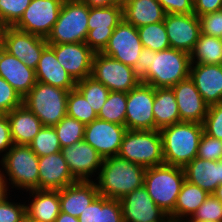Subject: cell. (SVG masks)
<instances>
[{
    "label": "cell",
    "mask_w": 222,
    "mask_h": 222,
    "mask_svg": "<svg viewBox=\"0 0 222 222\" xmlns=\"http://www.w3.org/2000/svg\"><path fill=\"white\" fill-rule=\"evenodd\" d=\"M146 168L118 156L103 159L97 188L99 195L120 200L128 193L144 185Z\"/></svg>",
    "instance_id": "obj_1"
},
{
    "label": "cell",
    "mask_w": 222,
    "mask_h": 222,
    "mask_svg": "<svg viewBox=\"0 0 222 222\" xmlns=\"http://www.w3.org/2000/svg\"><path fill=\"white\" fill-rule=\"evenodd\" d=\"M164 163L184 168L197 157L199 143L203 133V124L179 122L162 128Z\"/></svg>",
    "instance_id": "obj_2"
},
{
    "label": "cell",
    "mask_w": 222,
    "mask_h": 222,
    "mask_svg": "<svg viewBox=\"0 0 222 222\" xmlns=\"http://www.w3.org/2000/svg\"><path fill=\"white\" fill-rule=\"evenodd\" d=\"M190 66V54L184 51L173 48L151 50V65L140 81L154 88H171L189 77Z\"/></svg>",
    "instance_id": "obj_3"
},
{
    "label": "cell",
    "mask_w": 222,
    "mask_h": 222,
    "mask_svg": "<svg viewBox=\"0 0 222 222\" xmlns=\"http://www.w3.org/2000/svg\"><path fill=\"white\" fill-rule=\"evenodd\" d=\"M0 172L8 186L28 192L38 189L39 157L29 145L13 146L0 159Z\"/></svg>",
    "instance_id": "obj_4"
},
{
    "label": "cell",
    "mask_w": 222,
    "mask_h": 222,
    "mask_svg": "<svg viewBox=\"0 0 222 222\" xmlns=\"http://www.w3.org/2000/svg\"><path fill=\"white\" fill-rule=\"evenodd\" d=\"M184 181L182 167L163 164L146 168L143 186L156 205L169 216L174 211Z\"/></svg>",
    "instance_id": "obj_5"
},
{
    "label": "cell",
    "mask_w": 222,
    "mask_h": 222,
    "mask_svg": "<svg viewBox=\"0 0 222 222\" xmlns=\"http://www.w3.org/2000/svg\"><path fill=\"white\" fill-rule=\"evenodd\" d=\"M89 6L81 0H65L58 20L46 38L48 45L85 43Z\"/></svg>",
    "instance_id": "obj_6"
},
{
    "label": "cell",
    "mask_w": 222,
    "mask_h": 222,
    "mask_svg": "<svg viewBox=\"0 0 222 222\" xmlns=\"http://www.w3.org/2000/svg\"><path fill=\"white\" fill-rule=\"evenodd\" d=\"M117 156L144 168L165 164L160 131L127 130Z\"/></svg>",
    "instance_id": "obj_7"
},
{
    "label": "cell",
    "mask_w": 222,
    "mask_h": 222,
    "mask_svg": "<svg viewBox=\"0 0 222 222\" xmlns=\"http://www.w3.org/2000/svg\"><path fill=\"white\" fill-rule=\"evenodd\" d=\"M69 91L36 82L23 98V104L33 112L44 126H55L67 115Z\"/></svg>",
    "instance_id": "obj_8"
},
{
    "label": "cell",
    "mask_w": 222,
    "mask_h": 222,
    "mask_svg": "<svg viewBox=\"0 0 222 222\" xmlns=\"http://www.w3.org/2000/svg\"><path fill=\"white\" fill-rule=\"evenodd\" d=\"M91 77L112 92H129L141 82L133 67L103 53L94 54Z\"/></svg>",
    "instance_id": "obj_9"
},
{
    "label": "cell",
    "mask_w": 222,
    "mask_h": 222,
    "mask_svg": "<svg viewBox=\"0 0 222 222\" xmlns=\"http://www.w3.org/2000/svg\"><path fill=\"white\" fill-rule=\"evenodd\" d=\"M123 20V7H89L88 34L85 43L95 52L102 53L113 30Z\"/></svg>",
    "instance_id": "obj_10"
},
{
    "label": "cell",
    "mask_w": 222,
    "mask_h": 222,
    "mask_svg": "<svg viewBox=\"0 0 222 222\" xmlns=\"http://www.w3.org/2000/svg\"><path fill=\"white\" fill-rule=\"evenodd\" d=\"M64 0H31L14 28L47 38L52 30Z\"/></svg>",
    "instance_id": "obj_11"
},
{
    "label": "cell",
    "mask_w": 222,
    "mask_h": 222,
    "mask_svg": "<svg viewBox=\"0 0 222 222\" xmlns=\"http://www.w3.org/2000/svg\"><path fill=\"white\" fill-rule=\"evenodd\" d=\"M154 87L139 83L127 92L125 127L127 130H155Z\"/></svg>",
    "instance_id": "obj_12"
},
{
    "label": "cell",
    "mask_w": 222,
    "mask_h": 222,
    "mask_svg": "<svg viewBox=\"0 0 222 222\" xmlns=\"http://www.w3.org/2000/svg\"><path fill=\"white\" fill-rule=\"evenodd\" d=\"M47 46L46 38L14 27L4 28L2 47L34 70L38 65L43 50Z\"/></svg>",
    "instance_id": "obj_13"
},
{
    "label": "cell",
    "mask_w": 222,
    "mask_h": 222,
    "mask_svg": "<svg viewBox=\"0 0 222 222\" xmlns=\"http://www.w3.org/2000/svg\"><path fill=\"white\" fill-rule=\"evenodd\" d=\"M142 49L137 28L123 19L113 30L102 53L134 68Z\"/></svg>",
    "instance_id": "obj_14"
},
{
    "label": "cell",
    "mask_w": 222,
    "mask_h": 222,
    "mask_svg": "<svg viewBox=\"0 0 222 222\" xmlns=\"http://www.w3.org/2000/svg\"><path fill=\"white\" fill-rule=\"evenodd\" d=\"M126 131L124 125L97 118L85 125L83 140L105 159L118 155Z\"/></svg>",
    "instance_id": "obj_15"
},
{
    "label": "cell",
    "mask_w": 222,
    "mask_h": 222,
    "mask_svg": "<svg viewBox=\"0 0 222 222\" xmlns=\"http://www.w3.org/2000/svg\"><path fill=\"white\" fill-rule=\"evenodd\" d=\"M61 153L72 176L77 181H95L97 179L96 175H99L103 158L90 144L81 140L63 147Z\"/></svg>",
    "instance_id": "obj_16"
},
{
    "label": "cell",
    "mask_w": 222,
    "mask_h": 222,
    "mask_svg": "<svg viewBox=\"0 0 222 222\" xmlns=\"http://www.w3.org/2000/svg\"><path fill=\"white\" fill-rule=\"evenodd\" d=\"M123 222H169V216L147 193L144 186L135 189L119 200Z\"/></svg>",
    "instance_id": "obj_17"
},
{
    "label": "cell",
    "mask_w": 222,
    "mask_h": 222,
    "mask_svg": "<svg viewBox=\"0 0 222 222\" xmlns=\"http://www.w3.org/2000/svg\"><path fill=\"white\" fill-rule=\"evenodd\" d=\"M170 47L190 54L201 33L199 17L194 14H166L164 19Z\"/></svg>",
    "instance_id": "obj_18"
},
{
    "label": "cell",
    "mask_w": 222,
    "mask_h": 222,
    "mask_svg": "<svg viewBox=\"0 0 222 222\" xmlns=\"http://www.w3.org/2000/svg\"><path fill=\"white\" fill-rule=\"evenodd\" d=\"M57 61L77 82L92 74L95 52L86 43H66L49 45Z\"/></svg>",
    "instance_id": "obj_19"
},
{
    "label": "cell",
    "mask_w": 222,
    "mask_h": 222,
    "mask_svg": "<svg viewBox=\"0 0 222 222\" xmlns=\"http://www.w3.org/2000/svg\"><path fill=\"white\" fill-rule=\"evenodd\" d=\"M174 92L180 115V122L202 124L209 105L204 101L190 76L171 87Z\"/></svg>",
    "instance_id": "obj_20"
},
{
    "label": "cell",
    "mask_w": 222,
    "mask_h": 222,
    "mask_svg": "<svg viewBox=\"0 0 222 222\" xmlns=\"http://www.w3.org/2000/svg\"><path fill=\"white\" fill-rule=\"evenodd\" d=\"M76 182L61 151L39 157L38 190H61Z\"/></svg>",
    "instance_id": "obj_21"
},
{
    "label": "cell",
    "mask_w": 222,
    "mask_h": 222,
    "mask_svg": "<svg viewBox=\"0 0 222 222\" xmlns=\"http://www.w3.org/2000/svg\"><path fill=\"white\" fill-rule=\"evenodd\" d=\"M189 76L209 106L222 103V64L191 63Z\"/></svg>",
    "instance_id": "obj_22"
},
{
    "label": "cell",
    "mask_w": 222,
    "mask_h": 222,
    "mask_svg": "<svg viewBox=\"0 0 222 222\" xmlns=\"http://www.w3.org/2000/svg\"><path fill=\"white\" fill-rule=\"evenodd\" d=\"M0 77L24 98L36 84L35 70L0 47Z\"/></svg>",
    "instance_id": "obj_23"
},
{
    "label": "cell",
    "mask_w": 222,
    "mask_h": 222,
    "mask_svg": "<svg viewBox=\"0 0 222 222\" xmlns=\"http://www.w3.org/2000/svg\"><path fill=\"white\" fill-rule=\"evenodd\" d=\"M99 195L95 181H77L59 190L61 212L78 218Z\"/></svg>",
    "instance_id": "obj_24"
},
{
    "label": "cell",
    "mask_w": 222,
    "mask_h": 222,
    "mask_svg": "<svg viewBox=\"0 0 222 222\" xmlns=\"http://www.w3.org/2000/svg\"><path fill=\"white\" fill-rule=\"evenodd\" d=\"M185 180L213 194L222 184V159L211 161L194 158L184 168Z\"/></svg>",
    "instance_id": "obj_25"
},
{
    "label": "cell",
    "mask_w": 222,
    "mask_h": 222,
    "mask_svg": "<svg viewBox=\"0 0 222 222\" xmlns=\"http://www.w3.org/2000/svg\"><path fill=\"white\" fill-rule=\"evenodd\" d=\"M35 74L37 82L67 91L76 88V81L57 61L55 51L49 45L41 54Z\"/></svg>",
    "instance_id": "obj_26"
},
{
    "label": "cell",
    "mask_w": 222,
    "mask_h": 222,
    "mask_svg": "<svg viewBox=\"0 0 222 222\" xmlns=\"http://www.w3.org/2000/svg\"><path fill=\"white\" fill-rule=\"evenodd\" d=\"M13 144L29 145L44 126L24 104L6 114Z\"/></svg>",
    "instance_id": "obj_27"
},
{
    "label": "cell",
    "mask_w": 222,
    "mask_h": 222,
    "mask_svg": "<svg viewBox=\"0 0 222 222\" xmlns=\"http://www.w3.org/2000/svg\"><path fill=\"white\" fill-rule=\"evenodd\" d=\"M28 193L29 200H26L28 204H25L26 214L39 222H55L61 212L59 190L33 189Z\"/></svg>",
    "instance_id": "obj_28"
},
{
    "label": "cell",
    "mask_w": 222,
    "mask_h": 222,
    "mask_svg": "<svg viewBox=\"0 0 222 222\" xmlns=\"http://www.w3.org/2000/svg\"><path fill=\"white\" fill-rule=\"evenodd\" d=\"M165 16L157 0H131L123 6V19L136 28L164 21Z\"/></svg>",
    "instance_id": "obj_29"
},
{
    "label": "cell",
    "mask_w": 222,
    "mask_h": 222,
    "mask_svg": "<svg viewBox=\"0 0 222 222\" xmlns=\"http://www.w3.org/2000/svg\"><path fill=\"white\" fill-rule=\"evenodd\" d=\"M155 130L180 122L178 104L171 88H154Z\"/></svg>",
    "instance_id": "obj_30"
},
{
    "label": "cell",
    "mask_w": 222,
    "mask_h": 222,
    "mask_svg": "<svg viewBox=\"0 0 222 222\" xmlns=\"http://www.w3.org/2000/svg\"><path fill=\"white\" fill-rule=\"evenodd\" d=\"M79 222H123L119 200L98 195L78 216Z\"/></svg>",
    "instance_id": "obj_31"
},
{
    "label": "cell",
    "mask_w": 222,
    "mask_h": 222,
    "mask_svg": "<svg viewBox=\"0 0 222 222\" xmlns=\"http://www.w3.org/2000/svg\"><path fill=\"white\" fill-rule=\"evenodd\" d=\"M208 196L209 194L199 186L185 180L169 219L188 220Z\"/></svg>",
    "instance_id": "obj_32"
},
{
    "label": "cell",
    "mask_w": 222,
    "mask_h": 222,
    "mask_svg": "<svg viewBox=\"0 0 222 222\" xmlns=\"http://www.w3.org/2000/svg\"><path fill=\"white\" fill-rule=\"evenodd\" d=\"M191 63L222 64V45L219 37L200 33L192 52Z\"/></svg>",
    "instance_id": "obj_33"
},
{
    "label": "cell",
    "mask_w": 222,
    "mask_h": 222,
    "mask_svg": "<svg viewBox=\"0 0 222 222\" xmlns=\"http://www.w3.org/2000/svg\"><path fill=\"white\" fill-rule=\"evenodd\" d=\"M127 92L110 91L107 101L97 114L98 119L125 126Z\"/></svg>",
    "instance_id": "obj_34"
},
{
    "label": "cell",
    "mask_w": 222,
    "mask_h": 222,
    "mask_svg": "<svg viewBox=\"0 0 222 222\" xmlns=\"http://www.w3.org/2000/svg\"><path fill=\"white\" fill-rule=\"evenodd\" d=\"M137 30L143 47L156 52L171 48L164 21L140 26Z\"/></svg>",
    "instance_id": "obj_35"
},
{
    "label": "cell",
    "mask_w": 222,
    "mask_h": 222,
    "mask_svg": "<svg viewBox=\"0 0 222 222\" xmlns=\"http://www.w3.org/2000/svg\"><path fill=\"white\" fill-rule=\"evenodd\" d=\"M76 88L82 93L97 114L107 101L110 93L107 87L91 76L77 81Z\"/></svg>",
    "instance_id": "obj_36"
},
{
    "label": "cell",
    "mask_w": 222,
    "mask_h": 222,
    "mask_svg": "<svg viewBox=\"0 0 222 222\" xmlns=\"http://www.w3.org/2000/svg\"><path fill=\"white\" fill-rule=\"evenodd\" d=\"M66 108L68 116L75 118L84 125L98 118L97 113L77 88L69 91Z\"/></svg>",
    "instance_id": "obj_37"
},
{
    "label": "cell",
    "mask_w": 222,
    "mask_h": 222,
    "mask_svg": "<svg viewBox=\"0 0 222 222\" xmlns=\"http://www.w3.org/2000/svg\"><path fill=\"white\" fill-rule=\"evenodd\" d=\"M53 127L57 133L61 148L70 146L84 139L85 125L68 115Z\"/></svg>",
    "instance_id": "obj_38"
},
{
    "label": "cell",
    "mask_w": 222,
    "mask_h": 222,
    "mask_svg": "<svg viewBox=\"0 0 222 222\" xmlns=\"http://www.w3.org/2000/svg\"><path fill=\"white\" fill-rule=\"evenodd\" d=\"M29 146L38 157L54 154L62 149L57 133L51 126H43Z\"/></svg>",
    "instance_id": "obj_39"
},
{
    "label": "cell",
    "mask_w": 222,
    "mask_h": 222,
    "mask_svg": "<svg viewBox=\"0 0 222 222\" xmlns=\"http://www.w3.org/2000/svg\"><path fill=\"white\" fill-rule=\"evenodd\" d=\"M222 221V202L213 194H209L206 200L187 220L188 222Z\"/></svg>",
    "instance_id": "obj_40"
},
{
    "label": "cell",
    "mask_w": 222,
    "mask_h": 222,
    "mask_svg": "<svg viewBox=\"0 0 222 222\" xmlns=\"http://www.w3.org/2000/svg\"><path fill=\"white\" fill-rule=\"evenodd\" d=\"M31 0H0V20L5 27H13Z\"/></svg>",
    "instance_id": "obj_41"
},
{
    "label": "cell",
    "mask_w": 222,
    "mask_h": 222,
    "mask_svg": "<svg viewBox=\"0 0 222 222\" xmlns=\"http://www.w3.org/2000/svg\"><path fill=\"white\" fill-rule=\"evenodd\" d=\"M21 105L23 98L4 78L0 77V115H6Z\"/></svg>",
    "instance_id": "obj_42"
},
{
    "label": "cell",
    "mask_w": 222,
    "mask_h": 222,
    "mask_svg": "<svg viewBox=\"0 0 222 222\" xmlns=\"http://www.w3.org/2000/svg\"><path fill=\"white\" fill-rule=\"evenodd\" d=\"M202 124L205 134L222 141V103L209 106Z\"/></svg>",
    "instance_id": "obj_43"
},
{
    "label": "cell",
    "mask_w": 222,
    "mask_h": 222,
    "mask_svg": "<svg viewBox=\"0 0 222 222\" xmlns=\"http://www.w3.org/2000/svg\"><path fill=\"white\" fill-rule=\"evenodd\" d=\"M197 157L211 161L222 159V141L210 137L203 132L198 147Z\"/></svg>",
    "instance_id": "obj_44"
},
{
    "label": "cell",
    "mask_w": 222,
    "mask_h": 222,
    "mask_svg": "<svg viewBox=\"0 0 222 222\" xmlns=\"http://www.w3.org/2000/svg\"><path fill=\"white\" fill-rule=\"evenodd\" d=\"M10 197L0 202V222H21L26 215V201L14 202Z\"/></svg>",
    "instance_id": "obj_45"
},
{
    "label": "cell",
    "mask_w": 222,
    "mask_h": 222,
    "mask_svg": "<svg viewBox=\"0 0 222 222\" xmlns=\"http://www.w3.org/2000/svg\"><path fill=\"white\" fill-rule=\"evenodd\" d=\"M201 33L213 37L222 35V9L199 16Z\"/></svg>",
    "instance_id": "obj_46"
},
{
    "label": "cell",
    "mask_w": 222,
    "mask_h": 222,
    "mask_svg": "<svg viewBox=\"0 0 222 222\" xmlns=\"http://www.w3.org/2000/svg\"><path fill=\"white\" fill-rule=\"evenodd\" d=\"M166 14L193 13V0H157Z\"/></svg>",
    "instance_id": "obj_47"
},
{
    "label": "cell",
    "mask_w": 222,
    "mask_h": 222,
    "mask_svg": "<svg viewBox=\"0 0 222 222\" xmlns=\"http://www.w3.org/2000/svg\"><path fill=\"white\" fill-rule=\"evenodd\" d=\"M13 146L10 122L7 115H0V158Z\"/></svg>",
    "instance_id": "obj_48"
},
{
    "label": "cell",
    "mask_w": 222,
    "mask_h": 222,
    "mask_svg": "<svg viewBox=\"0 0 222 222\" xmlns=\"http://www.w3.org/2000/svg\"><path fill=\"white\" fill-rule=\"evenodd\" d=\"M222 9V0H193V13L198 17Z\"/></svg>",
    "instance_id": "obj_49"
},
{
    "label": "cell",
    "mask_w": 222,
    "mask_h": 222,
    "mask_svg": "<svg viewBox=\"0 0 222 222\" xmlns=\"http://www.w3.org/2000/svg\"><path fill=\"white\" fill-rule=\"evenodd\" d=\"M151 65V50L149 48L143 47L141 54L137 60L134 67L136 74L141 77Z\"/></svg>",
    "instance_id": "obj_50"
},
{
    "label": "cell",
    "mask_w": 222,
    "mask_h": 222,
    "mask_svg": "<svg viewBox=\"0 0 222 222\" xmlns=\"http://www.w3.org/2000/svg\"><path fill=\"white\" fill-rule=\"evenodd\" d=\"M89 7H109L115 5V0H81Z\"/></svg>",
    "instance_id": "obj_51"
},
{
    "label": "cell",
    "mask_w": 222,
    "mask_h": 222,
    "mask_svg": "<svg viewBox=\"0 0 222 222\" xmlns=\"http://www.w3.org/2000/svg\"><path fill=\"white\" fill-rule=\"evenodd\" d=\"M10 189L11 188L8 186V183L0 172V202L4 201L10 195V192H12Z\"/></svg>",
    "instance_id": "obj_52"
},
{
    "label": "cell",
    "mask_w": 222,
    "mask_h": 222,
    "mask_svg": "<svg viewBox=\"0 0 222 222\" xmlns=\"http://www.w3.org/2000/svg\"><path fill=\"white\" fill-rule=\"evenodd\" d=\"M55 222H79V220L69 214L60 212L59 216L55 219Z\"/></svg>",
    "instance_id": "obj_53"
},
{
    "label": "cell",
    "mask_w": 222,
    "mask_h": 222,
    "mask_svg": "<svg viewBox=\"0 0 222 222\" xmlns=\"http://www.w3.org/2000/svg\"><path fill=\"white\" fill-rule=\"evenodd\" d=\"M213 195L222 202V184L219 187L216 188Z\"/></svg>",
    "instance_id": "obj_54"
},
{
    "label": "cell",
    "mask_w": 222,
    "mask_h": 222,
    "mask_svg": "<svg viewBox=\"0 0 222 222\" xmlns=\"http://www.w3.org/2000/svg\"><path fill=\"white\" fill-rule=\"evenodd\" d=\"M5 26L0 20V47L2 46V40H3V32H4Z\"/></svg>",
    "instance_id": "obj_55"
},
{
    "label": "cell",
    "mask_w": 222,
    "mask_h": 222,
    "mask_svg": "<svg viewBox=\"0 0 222 222\" xmlns=\"http://www.w3.org/2000/svg\"><path fill=\"white\" fill-rule=\"evenodd\" d=\"M21 222H39L37 220L32 219L31 217H29L27 214L22 218Z\"/></svg>",
    "instance_id": "obj_56"
},
{
    "label": "cell",
    "mask_w": 222,
    "mask_h": 222,
    "mask_svg": "<svg viewBox=\"0 0 222 222\" xmlns=\"http://www.w3.org/2000/svg\"><path fill=\"white\" fill-rule=\"evenodd\" d=\"M131 0H115L117 5H121L122 7Z\"/></svg>",
    "instance_id": "obj_57"
},
{
    "label": "cell",
    "mask_w": 222,
    "mask_h": 222,
    "mask_svg": "<svg viewBox=\"0 0 222 222\" xmlns=\"http://www.w3.org/2000/svg\"><path fill=\"white\" fill-rule=\"evenodd\" d=\"M169 222H188L187 220H170Z\"/></svg>",
    "instance_id": "obj_58"
},
{
    "label": "cell",
    "mask_w": 222,
    "mask_h": 222,
    "mask_svg": "<svg viewBox=\"0 0 222 222\" xmlns=\"http://www.w3.org/2000/svg\"><path fill=\"white\" fill-rule=\"evenodd\" d=\"M205 222H222V221H213V220H209V221H205Z\"/></svg>",
    "instance_id": "obj_59"
},
{
    "label": "cell",
    "mask_w": 222,
    "mask_h": 222,
    "mask_svg": "<svg viewBox=\"0 0 222 222\" xmlns=\"http://www.w3.org/2000/svg\"><path fill=\"white\" fill-rule=\"evenodd\" d=\"M220 43L222 45V35L219 37Z\"/></svg>",
    "instance_id": "obj_60"
}]
</instances>
